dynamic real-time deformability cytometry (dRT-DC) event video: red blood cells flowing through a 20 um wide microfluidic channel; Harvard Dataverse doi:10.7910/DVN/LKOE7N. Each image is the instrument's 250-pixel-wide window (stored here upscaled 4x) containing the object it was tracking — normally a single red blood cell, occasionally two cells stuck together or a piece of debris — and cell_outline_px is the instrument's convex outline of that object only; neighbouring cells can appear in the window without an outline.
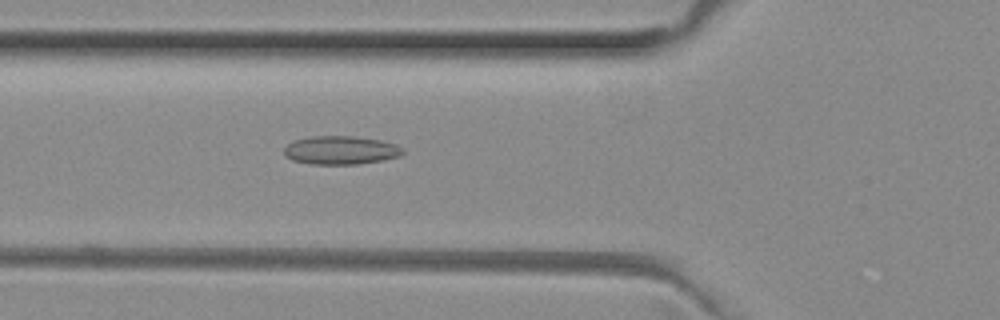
{"species": "common noctule bat (a hibernating species)", "species_latin": "Nyctalus noctula", "temperature_condition": "room temperature", "stored_images_in_passage": 49, "camera_frame_rate_fps": 3000, "um_per_image_px": 0.085, "animal": {"sex": "female", "body_mass_g": 29.2, "forearm_length_mm": 56.3}, "frame": {"image": 1, "passage_image": 18, "time_ms": 5.667, "image_size_px": [1000, 320], "cell_outline_px": [[404, 152], [400, 156], [380, 160], [356, 164], [312, 164], [292, 160], [284, 156], [284, 148], [288, 144], [296, 140], [312, 136], [352, 136], [380, 140], [396, 144]], "centroid_in_image_um": [28.93, 12.77], "position_along_channel_um": 96.9, "area_um2": 19.48}}
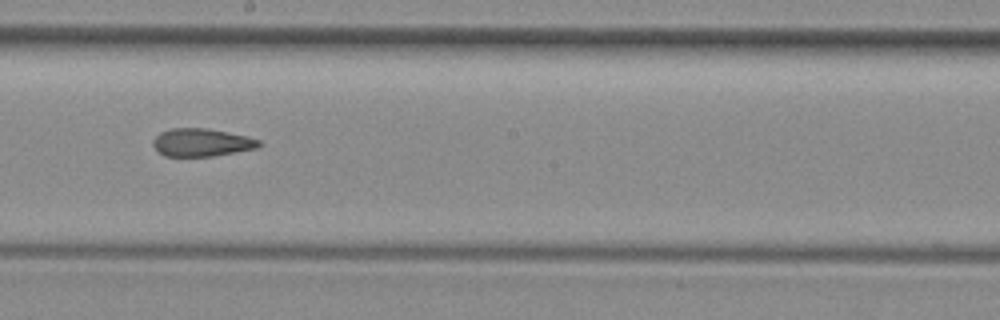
{"frame": {"image": 2, "passage_image": 28, "time_ms": 9.0, "image_size_px": [1000, 320], "cell_outline_px": [[260, 144], [256, 148], [212, 156], [164, 156], [156, 152], [152, 144], [152, 140], [160, 132], [172, 128], [208, 128], [248, 136], [260, 140]], "centroid_in_image_um": [17.08, 12.1], "position_along_channel_um": 231.1, "area_um2": 17.28}}
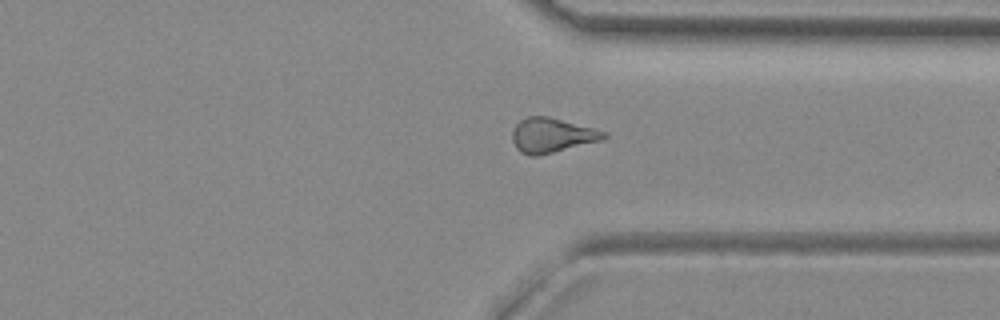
{"frame": {"image": 3, "passage_image": 38, "time_ms": 12.333, "image_size_px": [1000, 320], "cell_outline_px": [[608, 136], [600, 140], [536, 156], [528, 156], [520, 152], [516, 148], [512, 140], [512, 132], [516, 124], [520, 120], [528, 116], [548, 116], [592, 128], [604, 132]], "centroid_in_image_um": [46.83, 11.5], "position_along_channel_um": 364.6, "area_um2": 18.09}, "authors_computed_cell_mechanics": {"area_um2": 18.0914, "velocity_mm_per_s": 4.0211, "shape_relaxation_time_tau1_ms": null, "shape_relaxation_time_tau2_ms": 4.4828, "deformation_change_tau1": null, "deformation_change_tau2": 0.1255}}